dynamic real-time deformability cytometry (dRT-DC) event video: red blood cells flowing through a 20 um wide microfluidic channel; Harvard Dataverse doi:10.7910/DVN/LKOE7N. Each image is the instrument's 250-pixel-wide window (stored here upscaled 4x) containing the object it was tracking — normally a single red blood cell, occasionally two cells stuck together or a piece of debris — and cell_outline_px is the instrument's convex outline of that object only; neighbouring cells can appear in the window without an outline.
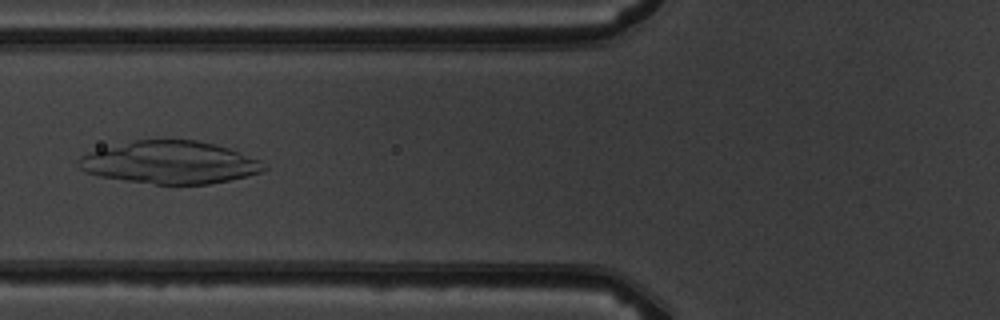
{"species": "common noctule bat (a hibernating species)", "species_latin": "Nyctalus noctula", "temperature_condition": "warm", "stored_images_in_passage": 5, "camera_frame_rate_fps": 3000, "um_per_image_px": 0.085, "animal": {"sex": "male", "body_mass_g": 19.5, "forearm_length_mm": 54.6}, "frame": {"image": 1, "passage_image": 4, "time_ms": 4.333, "image_size_px": [1000, 320], "cell_outline_px": [[268, 168], [260, 172], [248, 176], [208, 184], [156, 184], [100, 176], [84, 172], [76, 164], [76, 160], [80, 156], [88, 152], [136, 140], [196, 140], [216, 144], [228, 148], [260, 160]], "centroid_in_image_um": [14.44, 13.81], "position_along_channel_um": 111.4, "area_um2": 45.66}}